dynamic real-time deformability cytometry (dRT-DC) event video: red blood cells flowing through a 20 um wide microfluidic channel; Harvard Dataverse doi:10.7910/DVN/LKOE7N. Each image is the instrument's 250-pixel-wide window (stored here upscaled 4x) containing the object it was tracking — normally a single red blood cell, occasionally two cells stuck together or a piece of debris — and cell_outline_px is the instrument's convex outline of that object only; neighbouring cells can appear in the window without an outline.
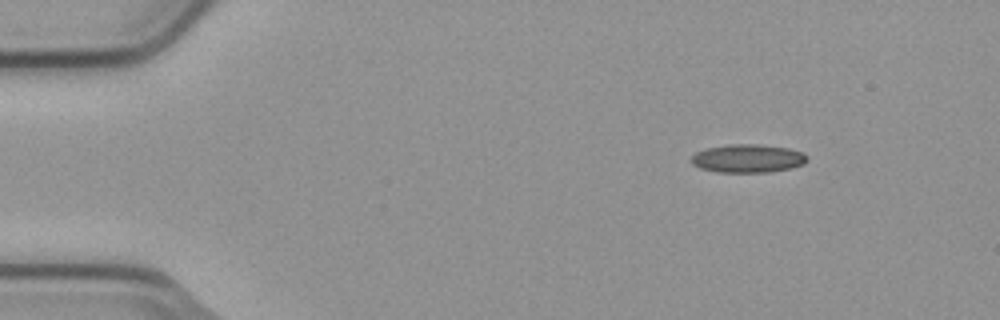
{"species": "common noctule bat (a hibernating species)", "species_latin": "Nyctalus noctula", "temperature_condition": "cold", "stored_images_in_passage": 4, "camera_frame_rate_fps": 3000, "um_per_image_px": 0.085, "animal": {"sex": "male", "body_mass_g": 23.1, "forearm_length_mm": 52.7}, "frame": {"image": 1, "passage_image": 1, "time_ms": 0.0, "image_size_px": [1000, 320], "cell_outline_px": [[808, 160], [804, 164], [792, 168], [768, 172], [716, 172], [700, 168], [692, 164], [692, 156], [696, 152], [704, 148], [728, 144], [760, 144], [788, 148], [804, 152], [808, 156]], "centroid_in_image_um": [63.59, 13.46], "position_along_channel_um": 21.4, "area_um2": 19.36}}